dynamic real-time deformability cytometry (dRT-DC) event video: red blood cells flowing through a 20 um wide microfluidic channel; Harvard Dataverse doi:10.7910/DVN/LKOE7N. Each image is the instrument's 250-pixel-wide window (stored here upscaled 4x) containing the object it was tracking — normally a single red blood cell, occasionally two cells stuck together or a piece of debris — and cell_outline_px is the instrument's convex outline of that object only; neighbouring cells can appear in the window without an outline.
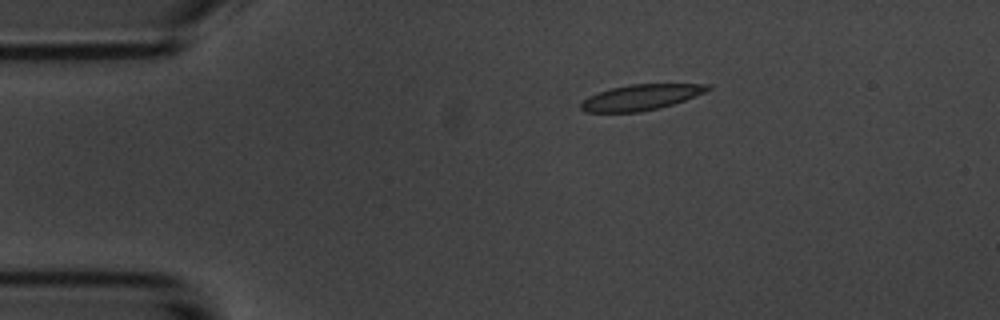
{"species": "common noctule bat (a hibernating species)", "species_latin": "Nyctalus noctula", "temperature_condition": "room temperature", "stored_images_in_passage": 5, "camera_frame_rate_fps": 3000, "um_per_image_px": 0.085, "animal": {"sex": "male", "body_mass_g": 20.1, "forearm_length_mm": 53.5}, "frame": {"image": 1, "passage_image": 1, "time_ms": 0.0, "image_size_px": [1000, 320], "cell_outline_px": [[712, 88], [704, 92], [684, 100], [660, 108], [640, 112], [584, 112], [580, 108], [580, 104], [588, 96], [612, 88], [632, 84], [712, 84]], "centroid_in_image_um": [54.47, 8.27], "position_along_channel_um": 30.5, "area_um2": 18.79}}
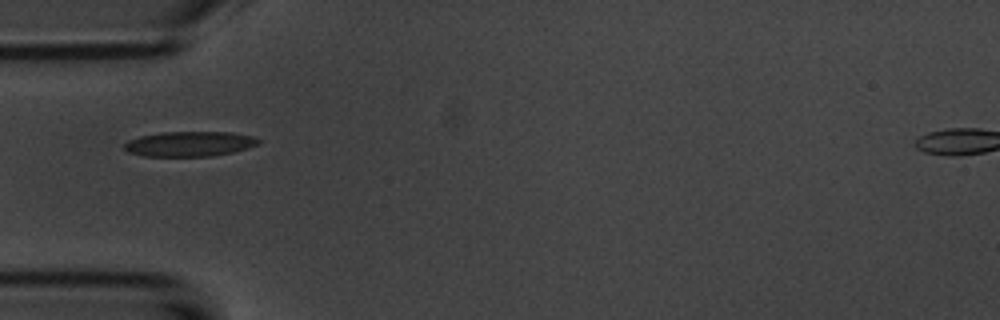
{"frame": {"image": 2, "passage_image": 3, "time_ms": 2.333, "image_size_px": [1000, 320], "cell_outline_px": [[260, 144], [248, 148], [232, 152], [212, 156], [144, 156], [128, 152], [124, 148], [124, 144], [128, 140], [140, 136], [160, 132], [232, 132], [252, 136], [260, 140]], "centroid_in_image_um": [16.11, 12.23], "position_along_channel_um": 68.9, "area_um2": 19.59}}
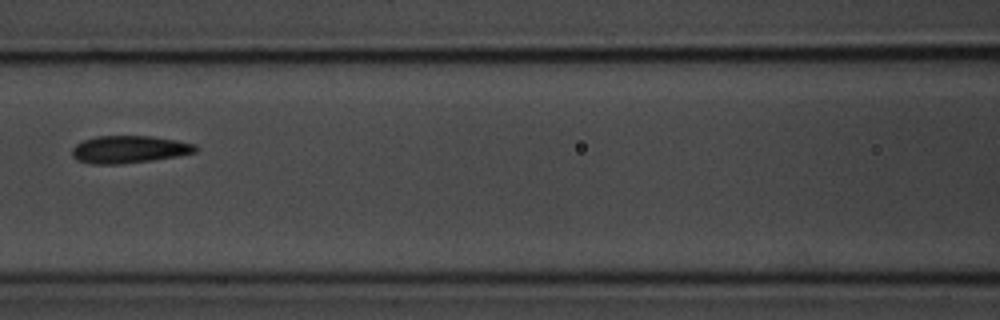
{"frame": {"image": 3, "passage_image": 5, "time_ms": 4.667, "image_size_px": [1000, 320], "cell_outline_px": [[196, 152], [176, 156], [152, 160], [116, 164], [92, 164], [76, 160], [72, 156], [72, 148], [76, 144], [84, 140], [96, 136], [152, 136], [176, 140], [196, 144]], "centroid_in_image_um": [10.95, 12.69], "position_along_channel_um": 155.7, "area_um2": 19.65}}